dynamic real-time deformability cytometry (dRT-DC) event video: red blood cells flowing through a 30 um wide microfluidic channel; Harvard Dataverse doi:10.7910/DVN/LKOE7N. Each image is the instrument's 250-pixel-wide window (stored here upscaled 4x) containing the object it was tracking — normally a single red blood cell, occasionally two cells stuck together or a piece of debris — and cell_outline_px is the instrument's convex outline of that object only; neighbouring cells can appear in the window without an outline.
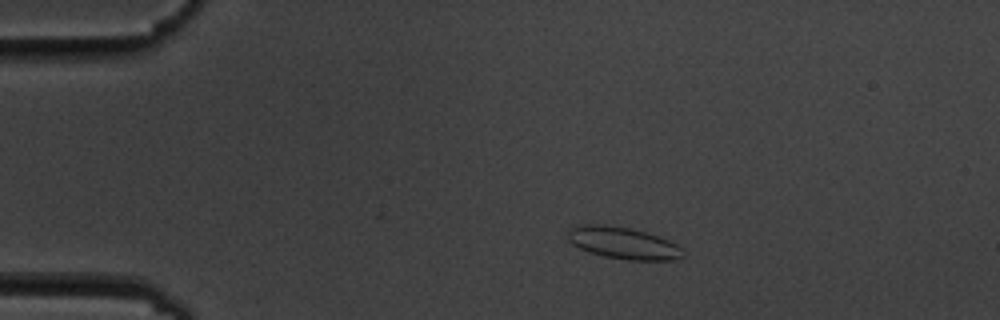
{"species": "common noctule bat (a hibernating species)", "species_latin": "Nyctalus noctula", "temperature_condition": "cold", "stored_images_in_passage": 9, "camera_frame_rate_fps": 3000, "um_per_image_px": 0.085, "animal": {"sex": "male", "body_mass_g": 19.5, "forearm_length_mm": 54.6}, "frame": {"image": 1, "passage_image": 3, "time_ms": 2.333, "image_size_px": [1000, 320], "cell_outline_px": [[684, 256], [672, 260], [628, 260], [604, 256], [588, 252], [572, 244], [568, 240], [568, 228], [580, 224], [604, 224], [628, 228], [644, 232], [668, 240], [676, 244], [684, 252]], "centroid_in_image_um": [52.92, 20.65], "position_along_channel_um": 32.1, "area_um2": 21.33}}
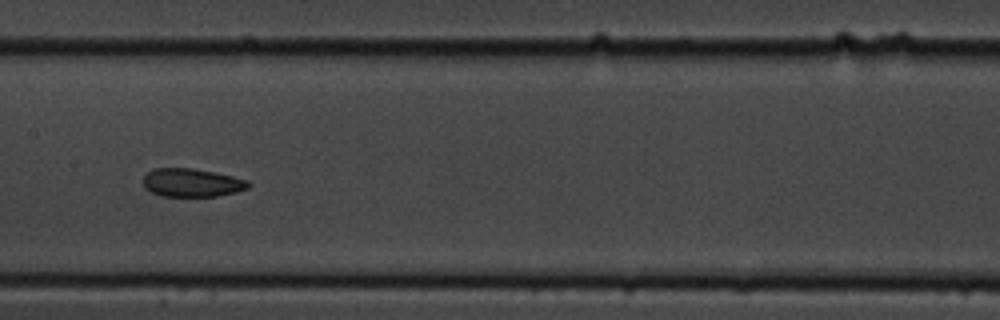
{"frame": {"image": 2, "passage_image": 8, "time_ms": 8.333, "image_size_px": [1000, 320], "cell_outline_px": [[252, 184], [248, 188], [236, 192], [216, 196], [160, 196], [144, 188], [144, 176], [152, 168], [192, 168], [232, 176], [248, 180]], "centroid_in_image_um": [16.3, 15.53], "position_along_channel_um": 191.1, "area_um2": 17.34}}
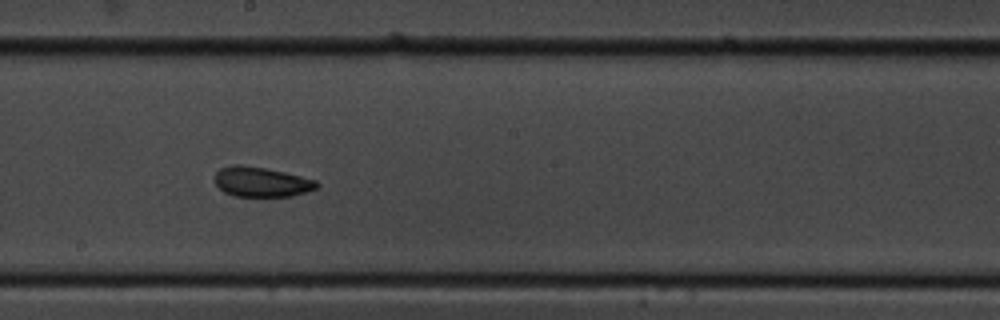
{"frame": {"image": 3, "passage_image": 9, "time_ms": 9.333, "image_size_px": [1000, 320], "cell_outline_px": [[320, 184], [316, 188], [292, 196], [236, 196], [224, 192], [212, 180], [216, 172], [220, 168], [232, 164], [244, 164], [284, 172], [316, 180]], "centroid_in_image_um": [22.17, 15.44], "position_along_channel_um": 226.0, "area_um2": 17.8}}